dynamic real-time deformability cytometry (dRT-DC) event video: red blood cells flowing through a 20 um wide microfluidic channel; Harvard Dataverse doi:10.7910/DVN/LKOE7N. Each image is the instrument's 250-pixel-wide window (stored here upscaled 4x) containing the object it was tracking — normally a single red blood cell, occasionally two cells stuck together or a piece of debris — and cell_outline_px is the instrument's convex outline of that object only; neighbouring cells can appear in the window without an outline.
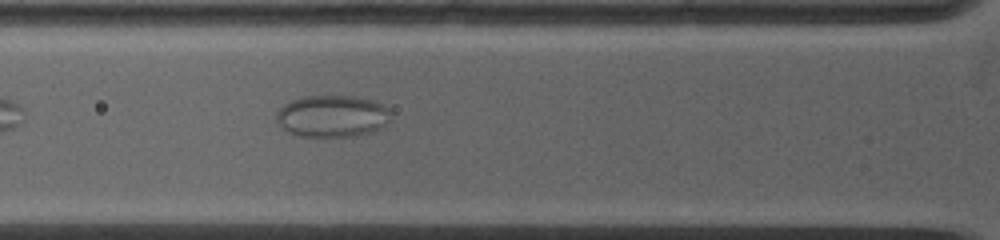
{"species": "common noctule bat (a hibernating species)", "species_latin": "Nyctalus noctula", "temperature_condition": "warm", "stored_images_in_passage": 4, "camera_frame_rate_fps": 5000, "um_per_image_px": 0.085, "animal": {"sex": "female", "body_mass_g": 19.0, "forearm_length_mm": 53.3}, "frame": {"image": 1, "passage_image": 4, "time_ms": 2.2, "image_size_px": [1000, 240], "cell_outline_px": [[392, 116], [380, 128], [372, 132], [356, 136], [300, 136], [288, 132], [280, 128], [276, 120], [276, 112], [284, 104], [292, 100], [304, 96], [352, 96], [372, 100], [384, 104], [388, 108]], "centroid_in_image_um": [28.22, 9.87], "position_along_channel_um": 97.6, "area_um2": 28.09}}